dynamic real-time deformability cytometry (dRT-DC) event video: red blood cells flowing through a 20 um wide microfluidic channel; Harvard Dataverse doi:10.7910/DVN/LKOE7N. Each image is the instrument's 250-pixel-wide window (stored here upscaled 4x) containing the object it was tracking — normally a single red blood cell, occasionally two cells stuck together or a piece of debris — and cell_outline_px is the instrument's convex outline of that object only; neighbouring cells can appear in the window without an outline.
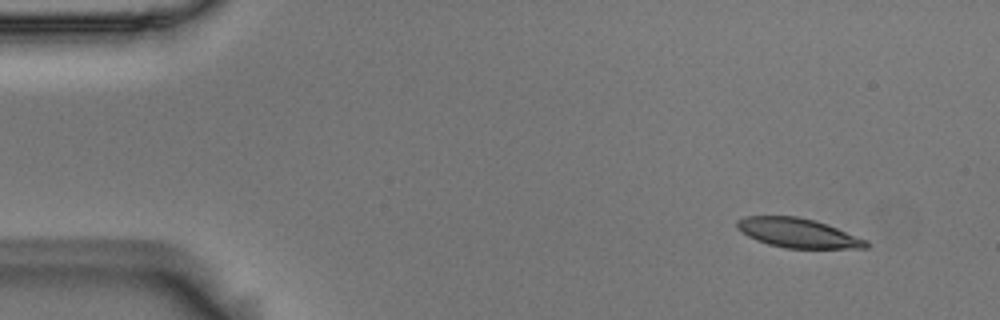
{"species": "Egyptian fruit bat (a non-hibernating species)", "species_latin": "Rousettus aegyptiacus", "temperature_condition": "room temperature", "stored_images_in_passage": 3, "camera_frame_rate_fps": 3000, "um_per_image_px": 0.085, "animal": {"sex": "male"}, "frame": {"image": 1, "passage_image": 1, "time_ms": 0.0, "image_size_px": [1000, 320], "cell_outline_px": [[868, 248], [784, 248], [768, 244], [756, 240], [748, 236], [736, 228], [736, 220], [744, 216], [796, 216], [816, 220], [828, 224], [868, 240]], "centroid_in_image_um": [67.82, 19.79], "position_along_channel_um": 17.2, "area_um2": 22.25}}
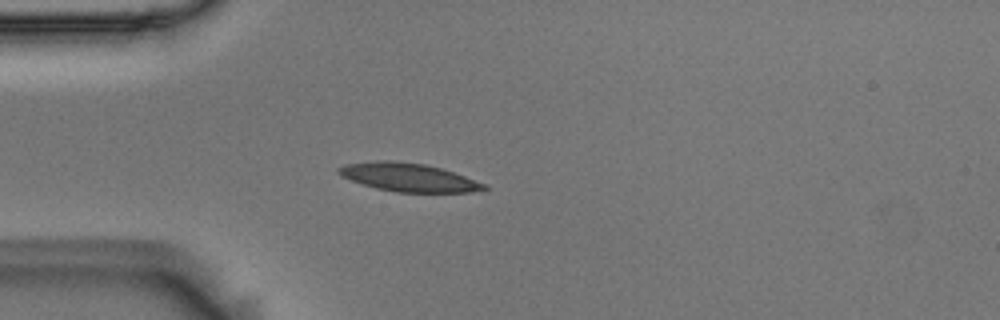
{"frame": {"image": 2, "passage_image": 3, "time_ms": 0.667, "image_size_px": [1000, 320], "cell_outline_px": [[488, 188], [472, 192], [396, 192], [376, 188], [360, 184], [340, 176], [336, 172], [336, 168], [344, 164], [376, 160], [388, 160], [424, 164], [440, 168], [464, 176], [484, 184]], "centroid_in_image_um": [34.61, 15.07], "position_along_channel_um": 50.4, "area_um2": 23.93}}